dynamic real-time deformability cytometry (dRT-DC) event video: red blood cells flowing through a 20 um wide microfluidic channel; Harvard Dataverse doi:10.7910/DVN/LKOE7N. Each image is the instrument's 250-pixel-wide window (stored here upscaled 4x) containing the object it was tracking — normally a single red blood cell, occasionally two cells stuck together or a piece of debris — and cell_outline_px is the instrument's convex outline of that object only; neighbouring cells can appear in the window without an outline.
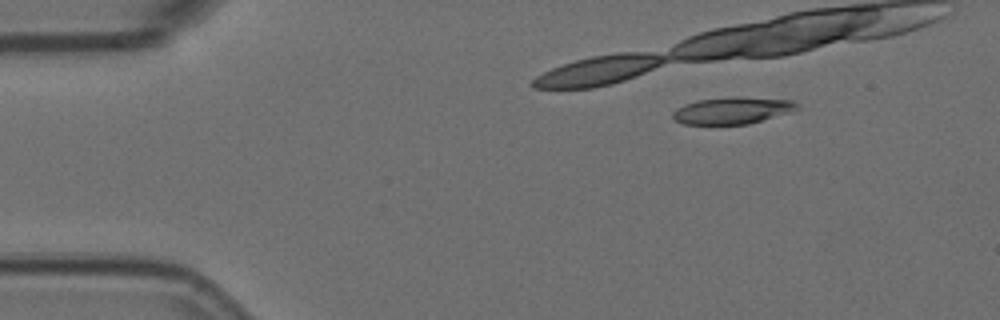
{"species": "Egyptian fruit bat (a non-hibernating species)", "species_latin": "Rousettus aegyptiacus", "temperature_condition": "room temperature", "stored_images_in_passage": 3, "camera_frame_rate_fps": 3000, "um_per_image_px": 0.085, "animal": {"sex": "female"}, "frame": {"image": 1, "passage_image": 1, "time_ms": 0.0, "image_size_px": [1000, 320], "cell_outline_px": [[800, 108], [788, 112], [748, 124], [684, 124], [676, 120], [672, 116], [672, 112], [676, 108], [684, 104], [696, 100], [728, 96], [740, 96], [792, 100]], "centroid_in_image_um": [62.2, 9.37], "position_along_channel_um": 22.8, "area_um2": 19.48}}